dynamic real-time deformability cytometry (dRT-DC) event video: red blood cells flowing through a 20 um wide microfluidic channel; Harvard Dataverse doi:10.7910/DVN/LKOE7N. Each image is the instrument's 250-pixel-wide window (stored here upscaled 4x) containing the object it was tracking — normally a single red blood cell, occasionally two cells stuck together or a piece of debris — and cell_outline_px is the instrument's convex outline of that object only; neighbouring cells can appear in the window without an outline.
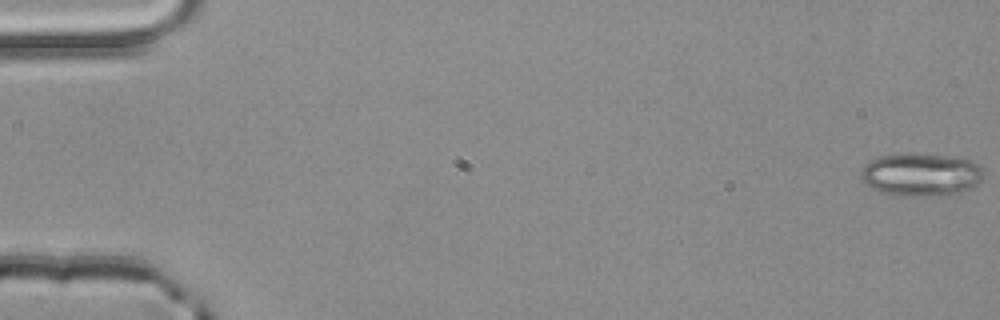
{"species": "common noctule bat (a hibernating species)", "species_latin": "Nyctalus noctula", "temperature_condition": "room temperature", "stored_images_in_passage": 5, "camera_frame_rate_fps": 3000, "um_per_image_px": 0.085, "animal": {"sex": "male", "body_mass_g": 20.4}, "frame": {"image": 1, "passage_image": 1, "time_ms": 0.0, "image_size_px": [1000, 320], "cell_outline_px": [[984, 168], [980, 180], [968, 192], [956, 196], [896, 196], [880, 192], [864, 184], [860, 176], [860, 172], [872, 160], [880, 156], [908, 152], [948, 156], [972, 160], [980, 164]], "centroid_in_image_um": [78.33, 14.87], "position_along_channel_um": 6.7, "area_um2": 31.56}}